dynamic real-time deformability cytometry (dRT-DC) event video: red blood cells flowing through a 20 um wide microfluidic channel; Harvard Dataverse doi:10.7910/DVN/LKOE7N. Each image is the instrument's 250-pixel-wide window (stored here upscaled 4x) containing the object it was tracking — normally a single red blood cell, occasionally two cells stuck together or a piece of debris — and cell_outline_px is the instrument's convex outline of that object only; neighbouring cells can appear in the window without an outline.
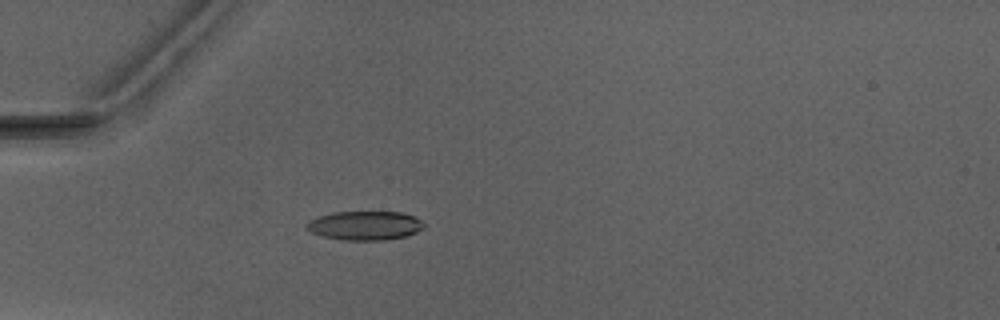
{"species": "Egyptian fruit bat (a non-hibernating species)", "species_latin": "Rousettus aegyptiacus", "temperature_condition": "warm", "stored_images_in_passage": 1, "camera_frame_rate_fps": 3000, "um_per_image_px": 0.085, "animal": {"sex": "male"}, "frame": {"image": 1, "passage_image": 1, "time_ms": 0.0, "image_size_px": [1000, 320], "cell_outline_px": [[424, 228], [408, 236], [384, 240], [344, 240], [320, 236], [304, 228], [304, 224], [308, 220], [332, 212], [400, 212], [412, 216], [420, 220], [424, 224]], "centroid_in_image_um": [30.97, 19.18], "position_along_channel_um": 54.0, "area_um2": 19.94}}